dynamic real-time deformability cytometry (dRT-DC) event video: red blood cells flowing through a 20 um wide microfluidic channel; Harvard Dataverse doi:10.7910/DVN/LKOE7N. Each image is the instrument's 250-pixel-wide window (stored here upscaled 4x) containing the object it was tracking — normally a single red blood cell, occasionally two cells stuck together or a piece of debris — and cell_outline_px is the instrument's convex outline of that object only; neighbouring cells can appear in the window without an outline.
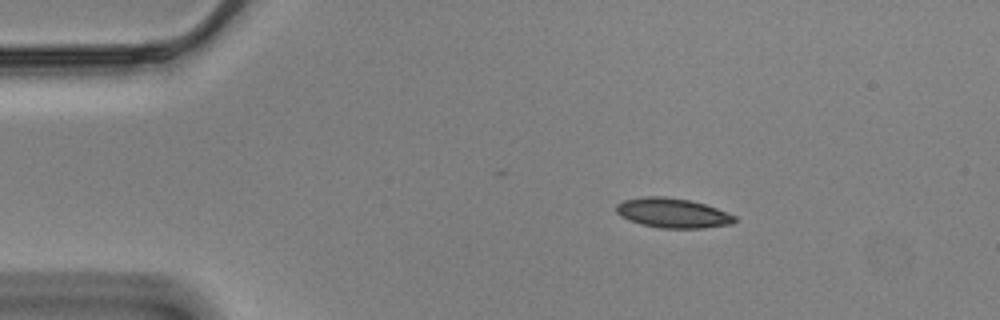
{"species": "Egyptian fruit bat (a non-hibernating species)", "species_latin": "Rousettus aegyptiacus", "temperature_condition": "cold", "stored_images_in_passage": 49, "camera_frame_rate_fps": 3000, "um_per_image_px": 0.085, "animal": {"sex": "male"}, "frame": {"image": 1, "passage_image": 1, "time_ms": 0.0, "image_size_px": [1000, 320], "cell_outline_px": [[736, 220], [732, 224], [704, 228], [660, 228], [640, 224], [628, 220], [620, 216], [616, 212], [616, 204], [624, 200], [644, 196], [664, 196], [688, 200], [704, 204], [716, 208], [736, 216]], "centroid_in_image_um": [57.15, 18.11], "position_along_channel_um": 27.9, "area_um2": 20.52}}
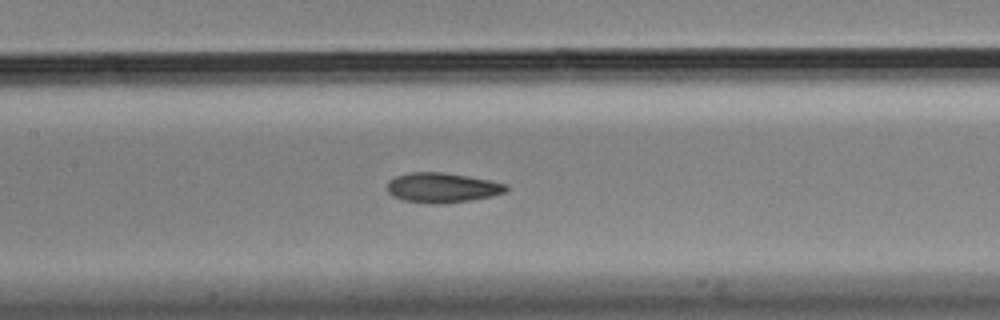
{"frame": {"image": 2, "passage_image": 18, "time_ms": 5.667, "image_size_px": [1000, 320], "cell_outline_px": [[508, 188], [504, 192], [492, 196], [468, 200], [440, 204], [428, 204], [404, 200], [392, 196], [388, 192], [388, 180], [396, 176], [408, 172], [444, 172], [468, 176], [508, 184]], "centroid_in_image_um": [37.56, 15.95], "position_along_channel_um": 169.8, "area_um2": 20.69}}
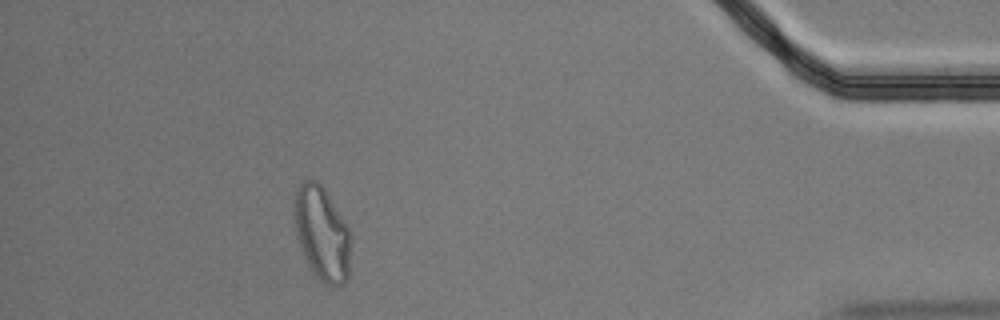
{"frame": {"image": 3, "passage_image": 43, "time_ms": 14.0, "image_size_px": [1000, 320], "cell_outline_px": [[352, 236], [348, 280], [344, 284], [328, 284], [320, 280], [308, 264], [304, 256], [296, 232], [296, 188], [304, 180], [316, 180], [324, 188], [344, 220]], "centroid_in_image_um": [27.42, 19.86], "position_along_channel_um": 407.8, "area_um2": 30.4}, "authors_computed_cell_mechanics": {"area_um2": 20.9814, "velocity_mm_per_s": 3.48, "shape_relaxation_time_tau1_ms": 8.424, "shape_relaxation_time_tau2_ms": 2.3076, "deformation_change_tau1": 0.1706, "deformation_change_tau2": 0.0779}}